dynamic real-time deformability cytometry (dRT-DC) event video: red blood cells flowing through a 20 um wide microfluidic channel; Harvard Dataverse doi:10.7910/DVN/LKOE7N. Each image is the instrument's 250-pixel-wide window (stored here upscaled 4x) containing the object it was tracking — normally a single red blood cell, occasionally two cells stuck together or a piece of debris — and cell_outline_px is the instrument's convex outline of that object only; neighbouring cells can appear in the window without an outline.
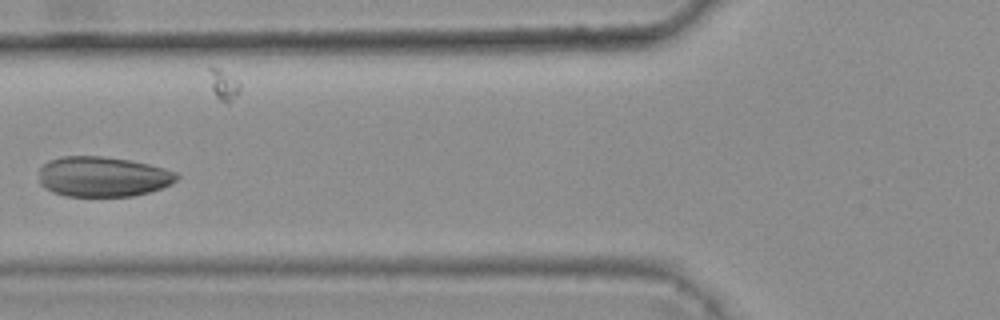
{"species": "common noctule bat (a hibernating species)", "species_latin": "Nyctalus noctula", "temperature_condition": "warm", "stored_images_in_passage": 10, "camera_frame_rate_fps": 3000, "um_per_image_px": 0.085, "animal": {"sex": "female", "body_mass_g": 25.1}, "frame": {"image": 1, "passage_image": 5, "time_ms": 1.333, "image_size_px": [1000, 320], "cell_outline_px": [[180, 176], [172, 184], [148, 192], [132, 196], [64, 196], [52, 192], [44, 188], [40, 184], [40, 168], [48, 160], [60, 156], [100, 156], [128, 160], [148, 164], [164, 168], [176, 172]], "centroid_in_image_um": [8.72, 15.02], "position_along_channel_um": 117.1, "area_um2": 32.31}}
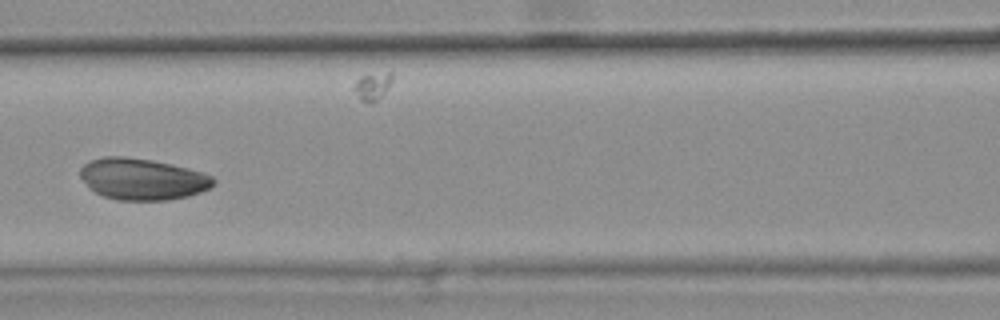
{"frame": {"image": 2, "passage_image": 6, "time_ms": 1.667, "image_size_px": [1000, 320], "cell_outline_px": [[216, 184], [200, 192], [188, 196], [168, 200], [116, 200], [104, 196], [88, 188], [80, 176], [80, 168], [84, 164], [92, 160], [104, 156], [124, 156], [152, 160], [172, 164], [188, 168], [212, 176], [216, 180]], "centroid_in_image_um": [12.1, 15.22], "position_along_channel_um": 154.5, "area_um2": 32.25}}